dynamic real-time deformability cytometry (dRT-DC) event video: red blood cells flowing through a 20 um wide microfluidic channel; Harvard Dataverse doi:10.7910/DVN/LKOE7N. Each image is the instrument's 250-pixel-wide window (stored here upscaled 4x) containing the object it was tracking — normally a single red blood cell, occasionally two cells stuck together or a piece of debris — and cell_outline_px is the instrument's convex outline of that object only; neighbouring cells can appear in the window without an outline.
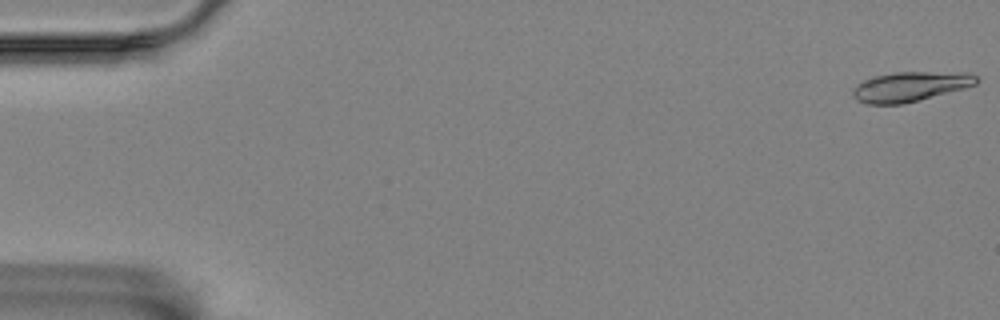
{"species": "Egyptian fruit bat (a non-hibernating species)", "species_latin": "Rousettus aegyptiacus", "temperature_condition": "room temperature", "stored_images_in_passage": 49, "camera_frame_rate_fps": 3000, "um_per_image_px": 0.085, "animal": {"sex": "female"}, "frame": {"image": 1, "passage_image": 1, "time_ms": 0.0, "image_size_px": [1000, 320], "cell_outline_px": [[980, 80], [976, 84], [964, 88], [900, 104], [868, 104], [856, 100], [852, 96], [852, 88], [856, 84], [872, 76], [896, 72], [968, 72], [976, 76]], "centroid_in_image_um": [77.33, 7.34], "position_along_channel_um": 7.7, "area_um2": 21.39}}
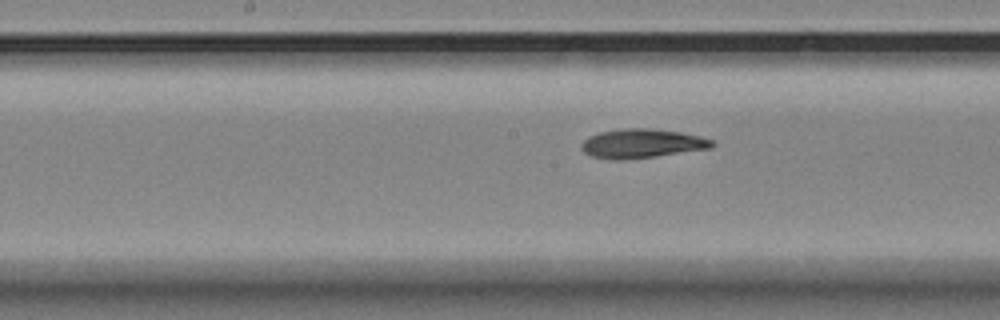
{"frame": {"image": 2, "passage_image": 29, "time_ms": 9.333, "image_size_px": [1000, 320], "cell_outline_px": [[716, 144], [712, 148], [656, 156], [620, 160], [612, 160], [592, 156], [584, 152], [580, 148], [580, 144], [588, 136], [600, 132], [624, 128], [648, 128], [680, 132], [700, 136], [712, 140]], "centroid_in_image_um": [54.55, 12.2], "position_along_channel_um": 193.7, "area_um2": 22.2}}
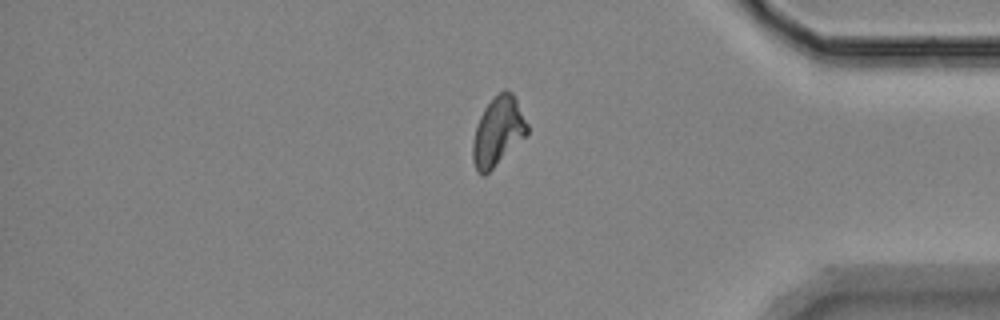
{"frame": {"image": 3, "passage_image": 48, "time_ms": 15.667, "image_size_px": [1000, 320], "cell_outline_px": [[528, 132], [484, 176], [476, 168], [472, 160], [472, 140], [480, 116], [484, 108], [504, 88], [508, 88], [512, 92], [528, 124]], "centroid_in_image_um": [42.31, 11.13], "position_along_channel_um": 392.9, "area_um2": 21.21}}